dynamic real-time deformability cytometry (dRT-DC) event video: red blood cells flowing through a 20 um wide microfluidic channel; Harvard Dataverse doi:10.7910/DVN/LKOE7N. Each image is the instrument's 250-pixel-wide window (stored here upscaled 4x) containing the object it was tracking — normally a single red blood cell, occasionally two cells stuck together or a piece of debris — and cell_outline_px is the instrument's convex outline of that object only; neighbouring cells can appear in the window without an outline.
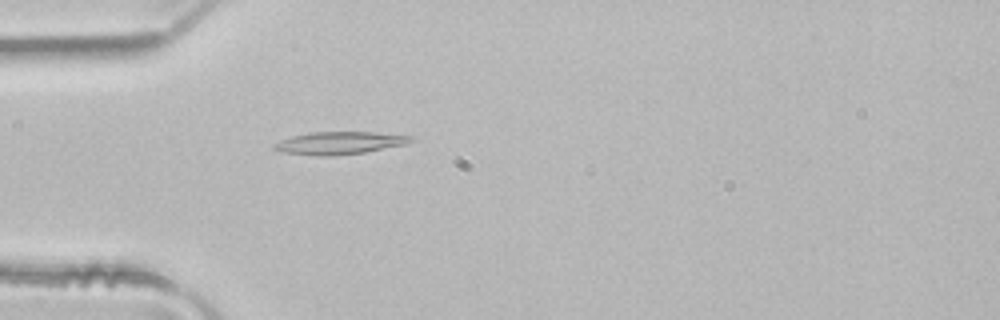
{"species": "common noctule bat (a hibernating species)", "species_latin": "Nyctalus noctula", "temperature_condition": "room temperature", "stored_images_in_passage": 3, "camera_frame_rate_fps": 3000, "um_per_image_px": 0.085, "animal": {"sex": "male", "body_mass_g": 21.5, "forearm_length_mm": 52.0}, "frame": {"image": 1, "passage_image": 3, "time_ms": 0.667, "image_size_px": [1000, 320], "cell_outline_px": [[416, 140], [408, 144], [364, 152], [336, 156], [316, 156], [284, 152], [272, 148], [272, 144], [280, 140], [292, 136], [312, 132], [372, 132], [412, 136]], "centroid_in_image_um": [28.87, 12.16], "position_along_channel_um": 56.1, "area_um2": 18.09}}